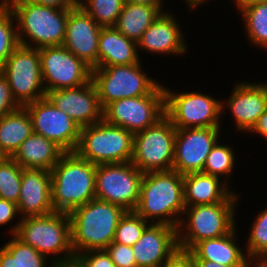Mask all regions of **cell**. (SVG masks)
I'll return each instance as SVG.
<instances>
[{
    "label": "cell",
    "mask_w": 267,
    "mask_h": 267,
    "mask_svg": "<svg viewBox=\"0 0 267 267\" xmlns=\"http://www.w3.org/2000/svg\"><path fill=\"white\" fill-rule=\"evenodd\" d=\"M165 115L164 86L160 83L149 95L123 98L103 109V119L133 134L154 125Z\"/></svg>",
    "instance_id": "cell-13"
},
{
    "label": "cell",
    "mask_w": 267,
    "mask_h": 267,
    "mask_svg": "<svg viewBox=\"0 0 267 267\" xmlns=\"http://www.w3.org/2000/svg\"><path fill=\"white\" fill-rule=\"evenodd\" d=\"M50 173L52 205L56 212L70 213L96 198V165L75 152H65Z\"/></svg>",
    "instance_id": "cell-5"
},
{
    "label": "cell",
    "mask_w": 267,
    "mask_h": 267,
    "mask_svg": "<svg viewBox=\"0 0 267 267\" xmlns=\"http://www.w3.org/2000/svg\"><path fill=\"white\" fill-rule=\"evenodd\" d=\"M185 4H187V8H189L188 12H192L193 10H195L197 7L202 6V4L207 3L210 0H182ZM196 7V8H195Z\"/></svg>",
    "instance_id": "cell-48"
},
{
    "label": "cell",
    "mask_w": 267,
    "mask_h": 267,
    "mask_svg": "<svg viewBox=\"0 0 267 267\" xmlns=\"http://www.w3.org/2000/svg\"><path fill=\"white\" fill-rule=\"evenodd\" d=\"M132 250L137 267H162L180 250L177 228L149 223Z\"/></svg>",
    "instance_id": "cell-18"
},
{
    "label": "cell",
    "mask_w": 267,
    "mask_h": 267,
    "mask_svg": "<svg viewBox=\"0 0 267 267\" xmlns=\"http://www.w3.org/2000/svg\"><path fill=\"white\" fill-rule=\"evenodd\" d=\"M23 107L31 118L34 133L51 140L64 152L75 151L81 127L47 96Z\"/></svg>",
    "instance_id": "cell-15"
},
{
    "label": "cell",
    "mask_w": 267,
    "mask_h": 267,
    "mask_svg": "<svg viewBox=\"0 0 267 267\" xmlns=\"http://www.w3.org/2000/svg\"><path fill=\"white\" fill-rule=\"evenodd\" d=\"M164 2V0H124V3L149 5L159 8L162 12H166L167 10L163 9Z\"/></svg>",
    "instance_id": "cell-45"
},
{
    "label": "cell",
    "mask_w": 267,
    "mask_h": 267,
    "mask_svg": "<svg viewBox=\"0 0 267 267\" xmlns=\"http://www.w3.org/2000/svg\"><path fill=\"white\" fill-rule=\"evenodd\" d=\"M236 228L237 226L225 236L199 241L187 253L192 260H207L225 266L241 267L247 254L244 252L245 248H240V244H237Z\"/></svg>",
    "instance_id": "cell-24"
},
{
    "label": "cell",
    "mask_w": 267,
    "mask_h": 267,
    "mask_svg": "<svg viewBox=\"0 0 267 267\" xmlns=\"http://www.w3.org/2000/svg\"><path fill=\"white\" fill-rule=\"evenodd\" d=\"M16 20L19 43L36 49L62 46L69 9H58L29 0H3Z\"/></svg>",
    "instance_id": "cell-3"
},
{
    "label": "cell",
    "mask_w": 267,
    "mask_h": 267,
    "mask_svg": "<svg viewBox=\"0 0 267 267\" xmlns=\"http://www.w3.org/2000/svg\"><path fill=\"white\" fill-rule=\"evenodd\" d=\"M232 90L229 98L221 101L222 114L229 111L236 132L248 133L267 110V84L263 80L259 83L239 81Z\"/></svg>",
    "instance_id": "cell-17"
},
{
    "label": "cell",
    "mask_w": 267,
    "mask_h": 267,
    "mask_svg": "<svg viewBox=\"0 0 267 267\" xmlns=\"http://www.w3.org/2000/svg\"><path fill=\"white\" fill-rule=\"evenodd\" d=\"M46 96L80 127L98 123L103 119V109L92 80L78 87L50 91Z\"/></svg>",
    "instance_id": "cell-20"
},
{
    "label": "cell",
    "mask_w": 267,
    "mask_h": 267,
    "mask_svg": "<svg viewBox=\"0 0 267 267\" xmlns=\"http://www.w3.org/2000/svg\"><path fill=\"white\" fill-rule=\"evenodd\" d=\"M19 45L13 12L3 1H0V70L7 58Z\"/></svg>",
    "instance_id": "cell-34"
},
{
    "label": "cell",
    "mask_w": 267,
    "mask_h": 267,
    "mask_svg": "<svg viewBox=\"0 0 267 267\" xmlns=\"http://www.w3.org/2000/svg\"><path fill=\"white\" fill-rule=\"evenodd\" d=\"M222 127L177 129L172 169L181 175L202 172Z\"/></svg>",
    "instance_id": "cell-16"
},
{
    "label": "cell",
    "mask_w": 267,
    "mask_h": 267,
    "mask_svg": "<svg viewBox=\"0 0 267 267\" xmlns=\"http://www.w3.org/2000/svg\"><path fill=\"white\" fill-rule=\"evenodd\" d=\"M264 1V0H233V5L235 3V7L237 8V11L240 12L243 8L247 7L248 5Z\"/></svg>",
    "instance_id": "cell-47"
},
{
    "label": "cell",
    "mask_w": 267,
    "mask_h": 267,
    "mask_svg": "<svg viewBox=\"0 0 267 267\" xmlns=\"http://www.w3.org/2000/svg\"><path fill=\"white\" fill-rule=\"evenodd\" d=\"M141 61L137 43L114 26L102 27L98 42V68L131 65Z\"/></svg>",
    "instance_id": "cell-25"
},
{
    "label": "cell",
    "mask_w": 267,
    "mask_h": 267,
    "mask_svg": "<svg viewBox=\"0 0 267 267\" xmlns=\"http://www.w3.org/2000/svg\"><path fill=\"white\" fill-rule=\"evenodd\" d=\"M8 230L23 243L45 255L55 265L73 262L69 213L56 212L43 216L19 218ZM60 255V256H59Z\"/></svg>",
    "instance_id": "cell-2"
},
{
    "label": "cell",
    "mask_w": 267,
    "mask_h": 267,
    "mask_svg": "<svg viewBox=\"0 0 267 267\" xmlns=\"http://www.w3.org/2000/svg\"><path fill=\"white\" fill-rule=\"evenodd\" d=\"M105 250L116 267H137L132 246L112 242Z\"/></svg>",
    "instance_id": "cell-38"
},
{
    "label": "cell",
    "mask_w": 267,
    "mask_h": 267,
    "mask_svg": "<svg viewBox=\"0 0 267 267\" xmlns=\"http://www.w3.org/2000/svg\"><path fill=\"white\" fill-rule=\"evenodd\" d=\"M241 267H267V256L247 254Z\"/></svg>",
    "instance_id": "cell-44"
},
{
    "label": "cell",
    "mask_w": 267,
    "mask_h": 267,
    "mask_svg": "<svg viewBox=\"0 0 267 267\" xmlns=\"http://www.w3.org/2000/svg\"><path fill=\"white\" fill-rule=\"evenodd\" d=\"M16 216H20L18 205L0 198V226L11 224L10 222H12Z\"/></svg>",
    "instance_id": "cell-40"
},
{
    "label": "cell",
    "mask_w": 267,
    "mask_h": 267,
    "mask_svg": "<svg viewBox=\"0 0 267 267\" xmlns=\"http://www.w3.org/2000/svg\"><path fill=\"white\" fill-rule=\"evenodd\" d=\"M141 64L142 62L92 69L91 80L102 109L119 99L149 95L160 84L145 69L142 70Z\"/></svg>",
    "instance_id": "cell-8"
},
{
    "label": "cell",
    "mask_w": 267,
    "mask_h": 267,
    "mask_svg": "<svg viewBox=\"0 0 267 267\" xmlns=\"http://www.w3.org/2000/svg\"><path fill=\"white\" fill-rule=\"evenodd\" d=\"M176 131L164 115L154 125L135 133L131 163L143 173L172 170Z\"/></svg>",
    "instance_id": "cell-10"
},
{
    "label": "cell",
    "mask_w": 267,
    "mask_h": 267,
    "mask_svg": "<svg viewBox=\"0 0 267 267\" xmlns=\"http://www.w3.org/2000/svg\"><path fill=\"white\" fill-rule=\"evenodd\" d=\"M80 267H116L105 249L89 250L75 255Z\"/></svg>",
    "instance_id": "cell-37"
},
{
    "label": "cell",
    "mask_w": 267,
    "mask_h": 267,
    "mask_svg": "<svg viewBox=\"0 0 267 267\" xmlns=\"http://www.w3.org/2000/svg\"><path fill=\"white\" fill-rule=\"evenodd\" d=\"M169 11V12H168ZM162 12L137 42L138 52L147 51L158 55L184 56L186 38L181 26L170 10Z\"/></svg>",
    "instance_id": "cell-21"
},
{
    "label": "cell",
    "mask_w": 267,
    "mask_h": 267,
    "mask_svg": "<svg viewBox=\"0 0 267 267\" xmlns=\"http://www.w3.org/2000/svg\"><path fill=\"white\" fill-rule=\"evenodd\" d=\"M149 223L135 211H126L120 218L113 242L133 246Z\"/></svg>",
    "instance_id": "cell-35"
},
{
    "label": "cell",
    "mask_w": 267,
    "mask_h": 267,
    "mask_svg": "<svg viewBox=\"0 0 267 267\" xmlns=\"http://www.w3.org/2000/svg\"><path fill=\"white\" fill-rule=\"evenodd\" d=\"M162 267H195L192 257L184 251L179 250L165 265Z\"/></svg>",
    "instance_id": "cell-41"
},
{
    "label": "cell",
    "mask_w": 267,
    "mask_h": 267,
    "mask_svg": "<svg viewBox=\"0 0 267 267\" xmlns=\"http://www.w3.org/2000/svg\"><path fill=\"white\" fill-rule=\"evenodd\" d=\"M193 263L195 267H232V266L221 265L207 260H193Z\"/></svg>",
    "instance_id": "cell-46"
},
{
    "label": "cell",
    "mask_w": 267,
    "mask_h": 267,
    "mask_svg": "<svg viewBox=\"0 0 267 267\" xmlns=\"http://www.w3.org/2000/svg\"><path fill=\"white\" fill-rule=\"evenodd\" d=\"M143 174L131 161L96 165V198L135 211Z\"/></svg>",
    "instance_id": "cell-12"
},
{
    "label": "cell",
    "mask_w": 267,
    "mask_h": 267,
    "mask_svg": "<svg viewBox=\"0 0 267 267\" xmlns=\"http://www.w3.org/2000/svg\"><path fill=\"white\" fill-rule=\"evenodd\" d=\"M237 203L238 201H223L186 206L177 227L179 249L187 252L201 240L229 234L237 226Z\"/></svg>",
    "instance_id": "cell-6"
},
{
    "label": "cell",
    "mask_w": 267,
    "mask_h": 267,
    "mask_svg": "<svg viewBox=\"0 0 267 267\" xmlns=\"http://www.w3.org/2000/svg\"><path fill=\"white\" fill-rule=\"evenodd\" d=\"M64 153L54 142L33 132L22 142L12 158L23 169L51 171Z\"/></svg>",
    "instance_id": "cell-26"
},
{
    "label": "cell",
    "mask_w": 267,
    "mask_h": 267,
    "mask_svg": "<svg viewBox=\"0 0 267 267\" xmlns=\"http://www.w3.org/2000/svg\"><path fill=\"white\" fill-rule=\"evenodd\" d=\"M20 218L53 213L51 173L44 169H23L18 200Z\"/></svg>",
    "instance_id": "cell-22"
},
{
    "label": "cell",
    "mask_w": 267,
    "mask_h": 267,
    "mask_svg": "<svg viewBox=\"0 0 267 267\" xmlns=\"http://www.w3.org/2000/svg\"><path fill=\"white\" fill-rule=\"evenodd\" d=\"M39 56L46 94L78 87L92 79V68L64 46L39 48Z\"/></svg>",
    "instance_id": "cell-14"
},
{
    "label": "cell",
    "mask_w": 267,
    "mask_h": 267,
    "mask_svg": "<svg viewBox=\"0 0 267 267\" xmlns=\"http://www.w3.org/2000/svg\"><path fill=\"white\" fill-rule=\"evenodd\" d=\"M243 18L244 32L248 42L267 52V0L243 8L239 12Z\"/></svg>",
    "instance_id": "cell-30"
},
{
    "label": "cell",
    "mask_w": 267,
    "mask_h": 267,
    "mask_svg": "<svg viewBox=\"0 0 267 267\" xmlns=\"http://www.w3.org/2000/svg\"><path fill=\"white\" fill-rule=\"evenodd\" d=\"M23 168L12 157H0V198L18 204Z\"/></svg>",
    "instance_id": "cell-32"
},
{
    "label": "cell",
    "mask_w": 267,
    "mask_h": 267,
    "mask_svg": "<svg viewBox=\"0 0 267 267\" xmlns=\"http://www.w3.org/2000/svg\"><path fill=\"white\" fill-rule=\"evenodd\" d=\"M250 226L244 245L246 254L267 256V207L255 216Z\"/></svg>",
    "instance_id": "cell-36"
},
{
    "label": "cell",
    "mask_w": 267,
    "mask_h": 267,
    "mask_svg": "<svg viewBox=\"0 0 267 267\" xmlns=\"http://www.w3.org/2000/svg\"><path fill=\"white\" fill-rule=\"evenodd\" d=\"M55 267H80V266L75 261H73V262L58 264L55 265Z\"/></svg>",
    "instance_id": "cell-49"
},
{
    "label": "cell",
    "mask_w": 267,
    "mask_h": 267,
    "mask_svg": "<svg viewBox=\"0 0 267 267\" xmlns=\"http://www.w3.org/2000/svg\"><path fill=\"white\" fill-rule=\"evenodd\" d=\"M161 13L159 8L153 6L124 3L114 27L137 43Z\"/></svg>",
    "instance_id": "cell-28"
},
{
    "label": "cell",
    "mask_w": 267,
    "mask_h": 267,
    "mask_svg": "<svg viewBox=\"0 0 267 267\" xmlns=\"http://www.w3.org/2000/svg\"><path fill=\"white\" fill-rule=\"evenodd\" d=\"M20 107L12 96L7 78L0 71V118Z\"/></svg>",
    "instance_id": "cell-39"
},
{
    "label": "cell",
    "mask_w": 267,
    "mask_h": 267,
    "mask_svg": "<svg viewBox=\"0 0 267 267\" xmlns=\"http://www.w3.org/2000/svg\"><path fill=\"white\" fill-rule=\"evenodd\" d=\"M102 27L114 26L124 6V0H79V5Z\"/></svg>",
    "instance_id": "cell-33"
},
{
    "label": "cell",
    "mask_w": 267,
    "mask_h": 267,
    "mask_svg": "<svg viewBox=\"0 0 267 267\" xmlns=\"http://www.w3.org/2000/svg\"><path fill=\"white\" fill-rule=\"evenodd\" d=\"M0 267H55V264L12 235L10 240L0 247Z\"/></svg>",
    "instance_id": "cell-29"
},
{
    "label": "cell",
    "mask_w": 267,
    "mask_h": 267,
    "mask_svg": "<svg viewBox=\"0 0 267 267\" xmlns=\"http://www.w3.org/2000/svg\"><path fill=\"white\" fill-rule=\"evenodd\" d=\"M0 71L7 78L12 96L21 107L46 96L39 49L20 44Z\"/></svg>",
    "instance_id": "cell-11"
},
{
    "label": "cell",
    "mask_w": 267,
    "mask_h": 267,
    "mask_svg": "<svg viewBox=\"0 0 267 267\" xmlns=\"http://www.w3.org/2000/svg\"><path fill=\"white\" fill-rule=\"evenodd\" d=\"M230 190L231 186L216 176L202 172L183 175L185 206L239 201V195Z\"/></svg>",
    "instance_id": "cell-23"
},
{
    "label": "cell",
    "mask_w": 267,
    "mask_h": 267,
    "mask_svg": "<svg viewBox=\"0 0 267 267\" xmlns=\"http://www.w3.org/2000/svg\"><path fill=\"white\" fill-rule=\"evenodd\" d=\"M33 133L31 118L24 107L0 118V157H12Z\"/></svg>",
    "instance_id": "cell-27"
},
{
    "label": "cell",
    "mask_w": 267,
    "mask_h": 267,
    "mask_svg": "<svg viewBox=\"0 0 267 267\" xmlns=\"http://www.w3.org/2000/svg\"><path fill=\"white\" fill-rule=\"evenodd\" d=\"M133 137L132 132L102 119L80 128L79 142L74 152L94 165L130 162Z\"/></svg>",
    "instance_id": "cell-7"
},
{
    "label": "cell",
    "mask_w": 267,
    "mask_h": 267,
    "mask_svg": "<svg viewBox=\"0 0 267 267\" xmlns=\"http://www.w3.org/2000/svg\"><path fill=\"white\" fill-rule=\"evenodd\" d=\"M36 4L51 6L58 9H71L79 5V0H29Z\"/></svg>",
    "instance_id": "cell-42"
},
{
    "label": "cell",
    "mask_w": 267,
    "mask_h": 267,
    "mask_svg": "<svg viewBox=\"0 0 267 267\" xmlns=\"http://www.w3.org/2000/svg\"><path fill=\"white\" fill-rule=\"evenodd\" d=\"M219 142L215 143L208 154L202 173L216 176L229 184L228 182L231 180L228 178L233 175L232 173L236 169V154L229 144L226 145L223 142L221 145Z\"/></svg>",
    "instance_id": "cell-31"
},
{
    "label": "cell",
    "mask_w": 267,
    "mask_h": 267,
    "mask_svg": "<svg viewBox=\"0 0 267 267\" xmlns=\"http://www.w3.org/2000/svg\"><path fill=\"white\" fill-rule=\"evenodd\" d=\"M125 210L97 198L69 213L71 247L74 254L106 249L114 239L115 230Z\"/></svg>",
    "instance_id": "cell-4"
},
{
    "label": "cell",
    "mask_w": 267,
    "mask_h": 267,
    "mask_svg": "<svg viewBox=\"0 0 267 267\" xmlns=\"http://www.w3.org/2000/svg\"><path fill=\"white\" fill-rule=\"evenodd\" d=\"M164 86L165 116L176 129L222 127L221 99L200 92H178Z\"/></svg>",
    "instance_id": "cell-9"
},
{
    "label": "cell",
    "mask_w": 267,
    "mask_h": 267,
    "mask_svg": "<svg viewBox=\"0 0 267 267\" xmlns=\"http://www.w3.org/2000/svg\"><path fill=\"white\" fill-rule=\"evenodd\" d=\"M185 207L183 175L173 169L143 174L140 198L135 209L139 216L148 223L177 228Z\"/></svg>",
    "instance_id": "cell-1"
},
{
    "label": "cell",
    "mask_w": 267,
    "mask_h": 267,
    "mask_svg": "<svg viewBox=\"0 0 267 267\" xmlns=\"http://www.w3.org/2000/svg\"><path fill=\"white\" fill-rule=\"evenodd\" d=\"M248 133L258 134L261 139L263 137L267 142V110L258 118L257 123Z\"/></svg>",
    "instance_id": "cell-43"
},
{
    "label": "cell",
    "mask_w": 267,
    "mask_h": 267,
    "mask_svg": "<svg viewBox=\"0 0 267 267\" xmlns=\"http://www.w3.org/2000/svg\"><path fill=\"white\" fill-rule=\"evenodd\" d=\"M102 26L80 6L69 9L63 45L92 69L98 68V42Z\"/></svg>",
    "instance_id": "cell-19"
}]
</instances>
